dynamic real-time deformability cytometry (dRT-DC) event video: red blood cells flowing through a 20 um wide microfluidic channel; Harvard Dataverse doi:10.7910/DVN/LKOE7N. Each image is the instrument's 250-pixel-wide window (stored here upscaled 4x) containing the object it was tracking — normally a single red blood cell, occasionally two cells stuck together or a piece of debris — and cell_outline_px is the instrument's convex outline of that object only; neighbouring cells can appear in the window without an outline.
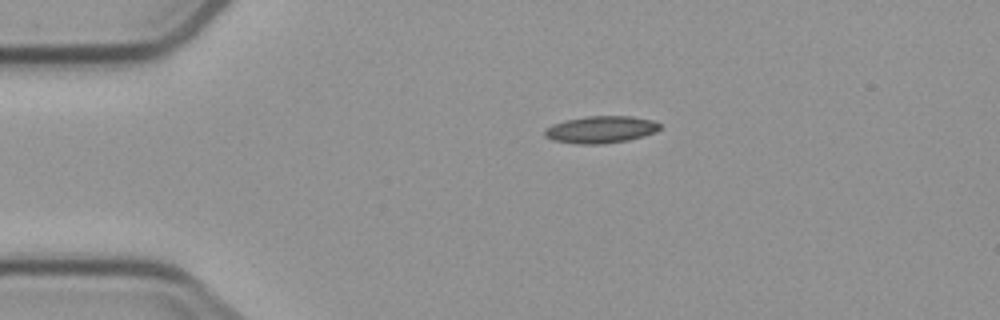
{"species": "common noctule bat (a hibernating species)", "species_latin": "Nyctalus noctula", "temperature_condition": "cold", "stored_images_in_passage": 3, "camera_frame_rate_fps": 3000, "um_per_image_px": 0.085, "animal": {"sex": "male", "body_mass_g": 23.1, "forearm_length_mm": 52.7}, "frame": {"image": 1, "passage_image": 1, "time_ms": 0.0, "image_size_px": [1000, 320], "cell_outline_px": [[660, 128], [656, 132], [644, 136], [628, 140], [604, 144], [576, 144], [552, 140], [544, 136], [544, 128], [552, 124], [564, 120], [588, 116], [632, 116], [652, 120], [660, 124]], "centroid_in_image_um": [51.04, 11.01], "position_along_channel_um": 34.0, "area_um2": 18.38}}